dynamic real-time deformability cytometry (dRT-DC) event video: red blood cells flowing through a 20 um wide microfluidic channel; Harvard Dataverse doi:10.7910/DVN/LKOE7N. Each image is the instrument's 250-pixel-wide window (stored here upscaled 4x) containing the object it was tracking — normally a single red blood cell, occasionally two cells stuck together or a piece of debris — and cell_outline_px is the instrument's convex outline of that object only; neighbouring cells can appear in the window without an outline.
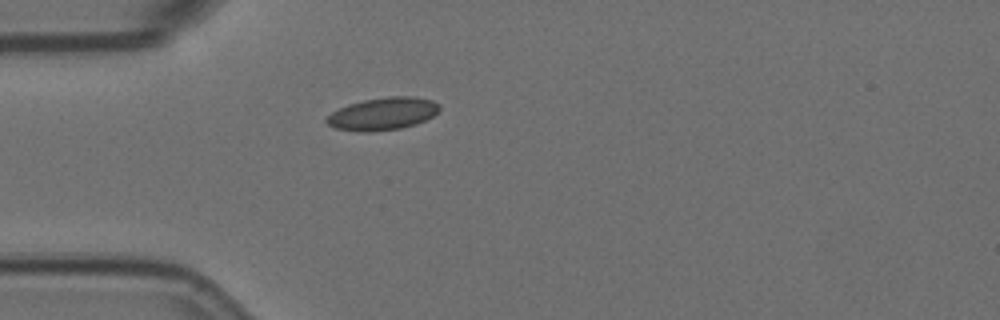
{"species": "Egyptian fruit bat (a non-hibernating species)", "species_latin": "Rousettus aegyptiacus", "temperature_condition": "room temperature", "stored_images_in_passage": 1, "camera_frame_rate_fps": 3000, "um_per_image_px": 0.085, "animal": {"sex": "female"}, "frame": {"image": 1, "passage_image": 1, "time_ms": 0.0, "image_size_px": [1000, 320], "cell_outline_px": [[440, 108], [432, 116], [416, 124], [400, 128], [368, 132], [364, 132], [336, 128], [328, 124], [324, 120], [332, 112], [348, 104], [364, 100], [388, 96], [412, 96], [432, 100], [440, 104]], "centroid_in_image_um": [32.54, 9.66], "position_along_channel_um": 52.5, "area_um2": 21.21}}